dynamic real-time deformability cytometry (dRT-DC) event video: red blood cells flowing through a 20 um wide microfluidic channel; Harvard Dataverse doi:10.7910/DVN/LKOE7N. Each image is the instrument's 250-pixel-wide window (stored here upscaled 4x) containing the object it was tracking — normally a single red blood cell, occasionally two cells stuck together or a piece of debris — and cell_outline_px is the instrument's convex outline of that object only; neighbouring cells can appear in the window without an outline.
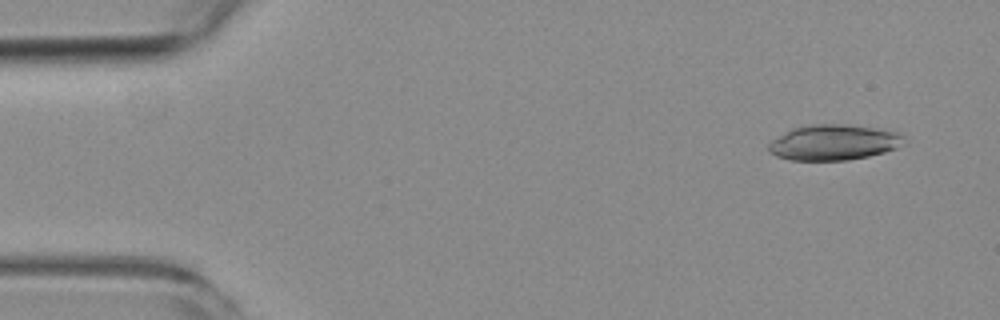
{"species": "common noctule bat (a hibernating species)", "species_latin": "Nyctalus noctula", "temperature_condition": "room temperature", "stored_images_in_passage": 4, "camera_frame_rate_fps": 3000, "um_per_image_px": 0.085, "animal": {"sex": "female", "body_mass_g": 19.3, "forearm_length_mm": 54.1}, "frame": {"image": 1, "passage_image": 2, "time_ms": 1.0, "image_size_px": [1000, 320], "cell_outline_px": [[904, 136], [896, 148], [884, 152], [868, 156], [848, 160], [792, 160], [776, 156], [768, 152], [768, 144], [772, 140], [792, 128], [808, 124], [844, 124], [876, 128], [900, 132]], "centroid_in_image_um": [70.82, 12.1], "position_along_channel_um": 14.2, "area_um2": 27.92}}